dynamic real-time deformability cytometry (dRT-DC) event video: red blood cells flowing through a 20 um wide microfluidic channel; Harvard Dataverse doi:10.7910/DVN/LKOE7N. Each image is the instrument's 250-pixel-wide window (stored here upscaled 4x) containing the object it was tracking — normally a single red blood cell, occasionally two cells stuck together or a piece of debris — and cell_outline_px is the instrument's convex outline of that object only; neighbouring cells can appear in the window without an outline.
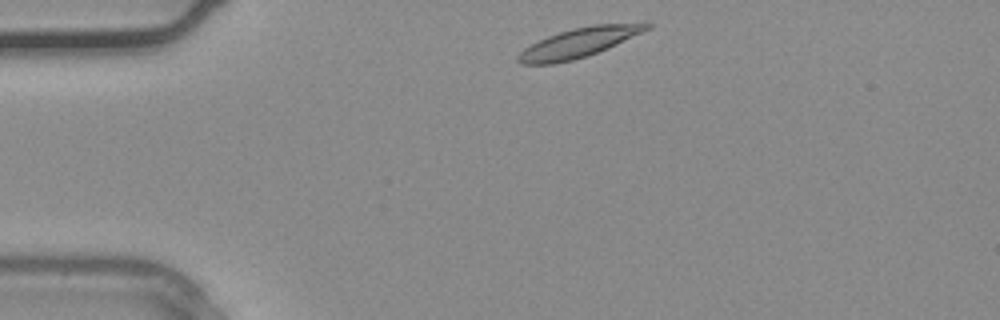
{"species": "common noctule bat (a hibernating species)", "species_latin": "Nyctalus noctula", "temperature_condition": "warm", "stored_images_in_passage": 31, "camera_frame_rate_fps": 3000, "um_per_image_px": 0.085, "animal": {"sex": "male", "body_mass_g": 20.4}, "frame": {"image": 1, "passage_image": 1, "time_ms": 0.0, "image_size_px": [1000, 320], "cell_outline_px": [[652, 28], [616, 44], [588, 56], [572, 60], [552, 64], [520, 64], [516, 60], [516, 56], [524, 48], [548, 36], [572, 28], [592, 24], [652, 24]], "centroid_in_image_um": [49.15, 3.64], "position_along_channel_um": 35.9, "area_um2": 21.73}}
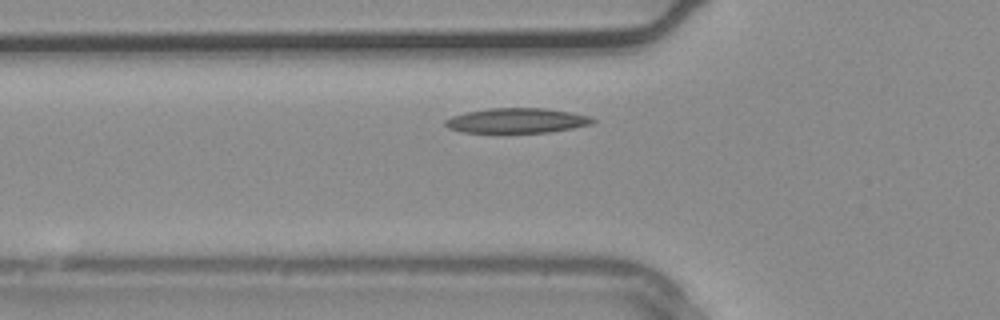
{"frame": {"image": 2, "passage_image": 6, "time_ms": 1.667, "image_size_px": [1000, 320], "cell_outline_px": [[596, 120], [592, 124], [552, 132], [460, 132], [448, 128], [444, 124], [444, 120], [452, 116], [464, 112], [488, 108], [544, 108], [572, 112], [588, 116]], "centroid_in_image_um": [43.9, 10.24], "position_along_channel_um": 81.9, "area_um2": 21.44}}
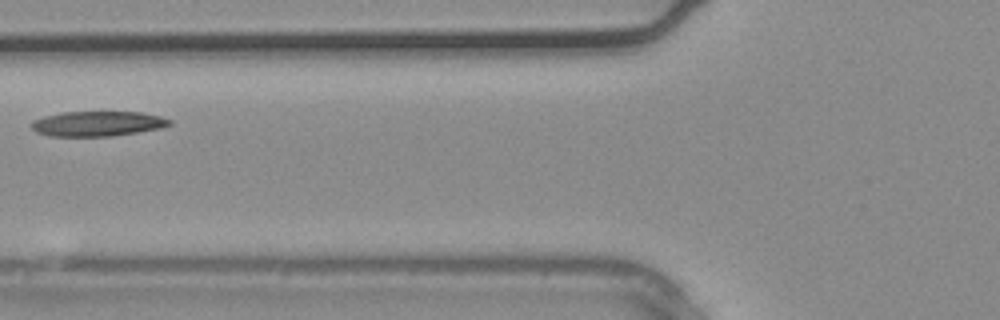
{"frame": {"image": 3, "passage_image": 8, "time_ms": 2.333, "image_size_px": [1000, 320], "cell_outline_px": [[172, 124], [164, 128], [112, 136], [52, 136], [36, 132], [32, 128], [32, 120], [44, 116], [64, 112], [140, 112], [160, 116], [172, 120]], "centroid_in_image_um": [8.33, 10.51], "position_along_channel_um": 117.5, "area_um2": 20.17}}